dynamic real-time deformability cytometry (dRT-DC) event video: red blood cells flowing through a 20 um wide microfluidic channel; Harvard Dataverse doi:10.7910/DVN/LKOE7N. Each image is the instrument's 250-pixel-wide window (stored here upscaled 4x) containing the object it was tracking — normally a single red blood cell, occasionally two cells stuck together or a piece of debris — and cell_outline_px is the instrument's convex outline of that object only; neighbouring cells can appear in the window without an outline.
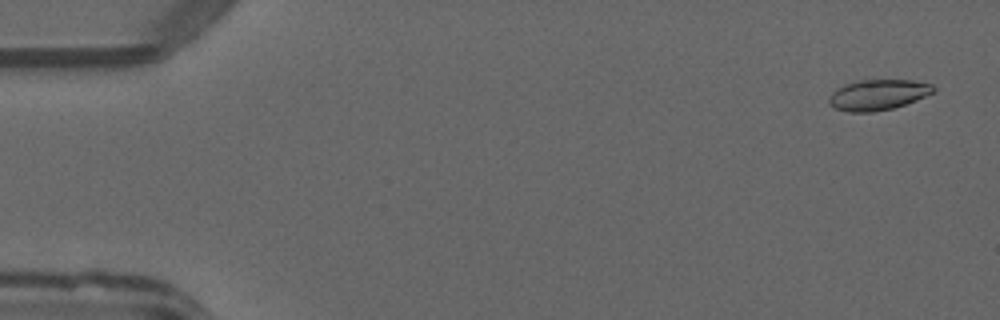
{"species": "common noctule bat (a hibernating species)", "species_latin": "Nyctalus noctula", "temperature_condition": "warm", "stored_images_in_passage": 7, "camera_frame_rate_fps": 3000, "um_per_image_px": 0.085, "animal": {"sex": "male", "forearm_length_mm": 52.5}, "frame": {"image": 1, "passage_image": 3, "time_ms": 0.667, "image_size_px": [1000, 320], "cell_outline_px": [[936, 88], [932, 92], [916, 100], [892, 108], [872, 112], [848, 112], [836, 108], [828, 104], [828, 96], [836, 88], [844, 84], [860, 80], [912, 80], [932, 84]], "centroid_in_image_um": [74.58, 8.05], "position_along_channel_um": 10.4, "area_um2": 18.55}}